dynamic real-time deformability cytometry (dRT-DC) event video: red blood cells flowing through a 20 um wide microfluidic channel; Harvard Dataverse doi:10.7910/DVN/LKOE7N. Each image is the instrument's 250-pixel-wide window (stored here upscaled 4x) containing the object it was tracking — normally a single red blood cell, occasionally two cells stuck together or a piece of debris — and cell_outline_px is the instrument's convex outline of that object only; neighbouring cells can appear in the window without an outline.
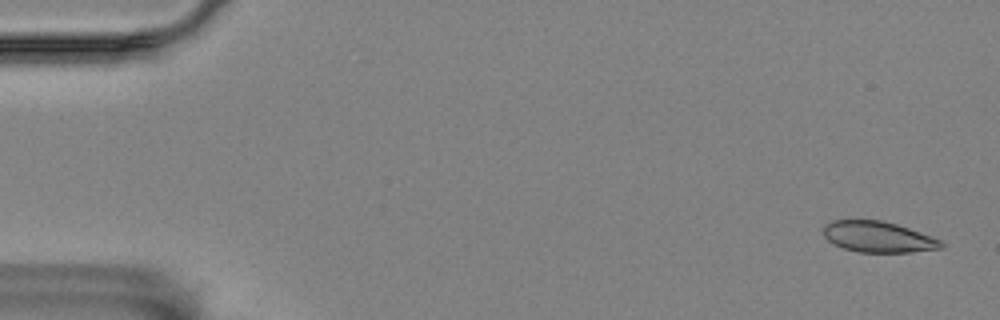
{"species": "Egyptian fruit bat (a non-hibernating species)", "species_latin": "Rousettus aegyptiacus", "temperature_condition": "room temperature", "stored_images_in_passage": 11, "camera_frame_rate_fps": 3000, "um_per_image_px": 0.085, "animal": {"sex": "female"}, "frame": {"image": 1, "passage_image": 2, "time_ms": 0.333, "image_size_px": [1000, 320], "cell_outline_px": [[944, 248], [912, 252], [860, 252], [844, 248], [832, 244], [824, 236], [824, 224], [832, 220], [884, 220], [908, 228], [940, 240], [944, 244]], "centroid_in_image_um": [74.62, 20.13], "position_along_channel_um": 10.4, "area_um2": 21.15}}